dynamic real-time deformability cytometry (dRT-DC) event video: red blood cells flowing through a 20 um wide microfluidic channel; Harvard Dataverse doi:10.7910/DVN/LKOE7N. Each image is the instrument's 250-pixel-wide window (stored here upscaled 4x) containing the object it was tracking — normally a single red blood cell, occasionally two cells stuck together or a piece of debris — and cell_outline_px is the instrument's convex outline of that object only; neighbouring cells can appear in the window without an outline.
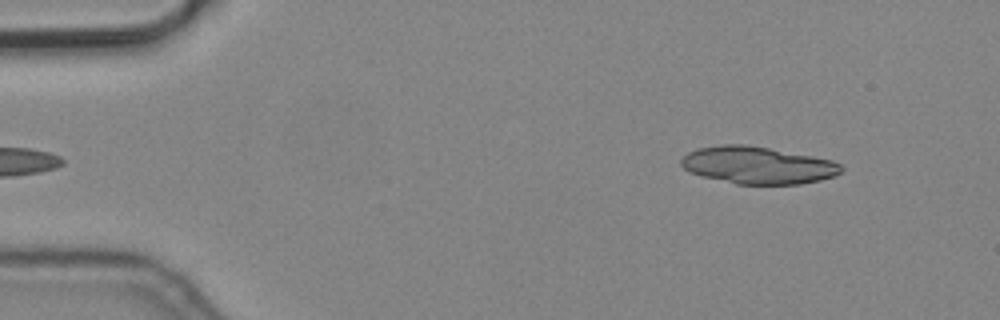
{"species": "common noctule bat (a hibernating species)", "species_latin": "Nyctalus noctula", "temperature_condition": "cold", "stored_images_in_passage": 6, "segment_of_instrument_passage": [2, 2], "camera_frame_rate_fps": 3000, "um_per_image_px": 0.085, "animal": {"sex": "male", "body_mass_g": 19.2, "forearm_length_mm": 51.8}, "frame": {"image": 1, "passage_image": 6, "time_ms": 1.667, "image_size_px": [1000, 320], "cell_outline_px": [[844, 168], [836, 176], [820, 180], [800, 184], [736, 184], [700, 176], [688, 172], [680, 164], [680, 160], [688, 152], [700, 148], [724, 144], [744, 144], [768, 148], [812, 156], [832, 160], [840, 164]], "centroid_in_image_um": [64.4, 14.05], "position_along_channel_um": 20.6, "area_um2": 34.74}}